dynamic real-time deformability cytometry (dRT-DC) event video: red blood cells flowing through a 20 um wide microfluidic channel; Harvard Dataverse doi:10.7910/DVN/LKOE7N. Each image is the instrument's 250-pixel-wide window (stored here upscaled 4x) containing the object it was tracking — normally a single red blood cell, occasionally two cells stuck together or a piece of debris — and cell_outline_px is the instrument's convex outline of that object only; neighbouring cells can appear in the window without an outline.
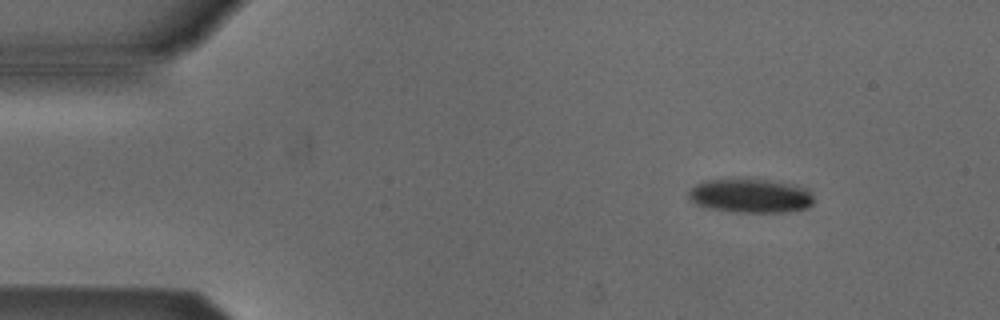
{"species": "Egyptian fruit bat (a non-hibernating species)", "species_latin": "Rousettus aegyptiacus", "temperature_condition": "cold", "stored_images_in_passage": 4, "camera_frame_rate_fps": 3000, "um_per_image_px": 0.085, "animal": {"sex": "male"}, "frame": {"image": 1, "passage_image": 2, "time_ms": 2.0, "image_size_px": [1000, 320], "cell_outline_px": [[812, 204], [808, 208], [780, 212], [736, 212], [708, 208], [696, 204], [688, 200], [688, 192], [696, 184], [704, 180], [748, 176], [768, 180], [804, 188], [812, 196]], "centroid_in_image_um": [63.69, 16.61], "position_along_channel_um": 21.3, "area_um2": 25.2}}